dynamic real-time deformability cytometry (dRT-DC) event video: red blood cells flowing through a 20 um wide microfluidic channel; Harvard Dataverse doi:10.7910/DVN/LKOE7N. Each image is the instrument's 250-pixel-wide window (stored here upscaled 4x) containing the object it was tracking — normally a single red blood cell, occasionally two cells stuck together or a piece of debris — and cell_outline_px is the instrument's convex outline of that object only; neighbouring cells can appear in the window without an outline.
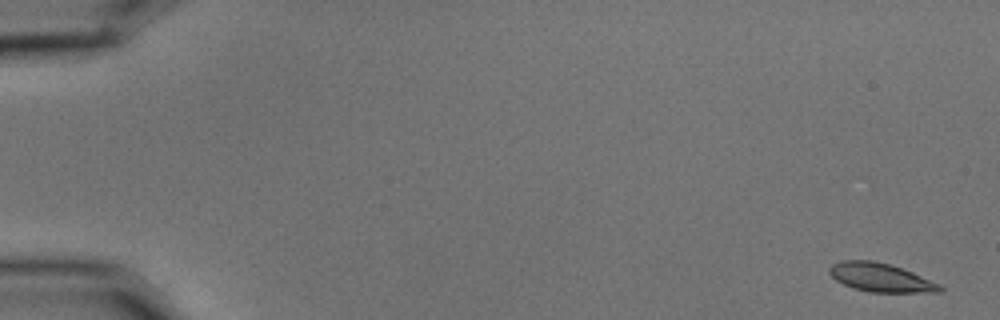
{"species": "common noctule bat (a hibernating species)", "species_latin": "Nyctalus noctula", "temperature_condition": "cold", "stored_images_in_passage": 3, "camera_frame_rate_fps": 3000, "um_per_image_px": 0.085, "animal": {"sex": "male", "body_mass_g": 15.6}, "frame": {"image": 1, "passage_image": 1, "time_ms": 0.0, "image_size_px": [1000, 320], "cell_outline_px": [[944, 292], [868, 292], [852, 288], [836, 280], [828, 272], [828, 268], [832, 264], [840, 260], [872, 260], [888, 264], [912, 272], [940, 284], [944, 288]], "centroid_in_image_um": [74.84, 23.59], "position_along_channel_um": 10.2, "area_um2": 18.44}}